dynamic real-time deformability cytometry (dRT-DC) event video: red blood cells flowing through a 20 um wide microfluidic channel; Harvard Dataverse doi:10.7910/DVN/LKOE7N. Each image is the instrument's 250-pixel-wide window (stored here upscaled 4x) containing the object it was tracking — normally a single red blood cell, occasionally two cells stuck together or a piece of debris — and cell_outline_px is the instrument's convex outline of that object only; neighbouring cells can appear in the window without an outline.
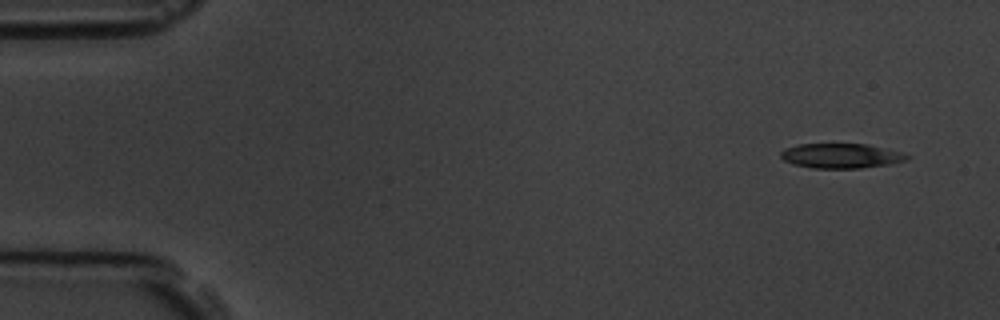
{"species": "common noctule bat (a hibernating species)", "species_latin": "Nyctalus noctula", "temperature_condition": "room temperature", "stored_images_in_passage": 6, "segment_of_instrument_passage": [2, 2], "camera_frame_rate_fps": 3000, "um_per_image_px": 0.085, "animal": {"sex": "male", "body_mass_g": 19.5, "forearm_length_mm": 54.6}, "frame": {"image": 1, "passage_image": 6, "time_ms": 6.667, "image_size_px": [1000, 320], "cell_outline_px": [[912, 156], [908, 160], [888, 164], [860, 168], [812, 168], [792, 164], [784, 160], [780, 156], [780, 152], [784, 148], [800, 144], [868, 144], [900, 152]], "centroid_in_image_um": [71.47, 13.24], "position_along_channel_um": 13.5, "area_um2": 18.21}}